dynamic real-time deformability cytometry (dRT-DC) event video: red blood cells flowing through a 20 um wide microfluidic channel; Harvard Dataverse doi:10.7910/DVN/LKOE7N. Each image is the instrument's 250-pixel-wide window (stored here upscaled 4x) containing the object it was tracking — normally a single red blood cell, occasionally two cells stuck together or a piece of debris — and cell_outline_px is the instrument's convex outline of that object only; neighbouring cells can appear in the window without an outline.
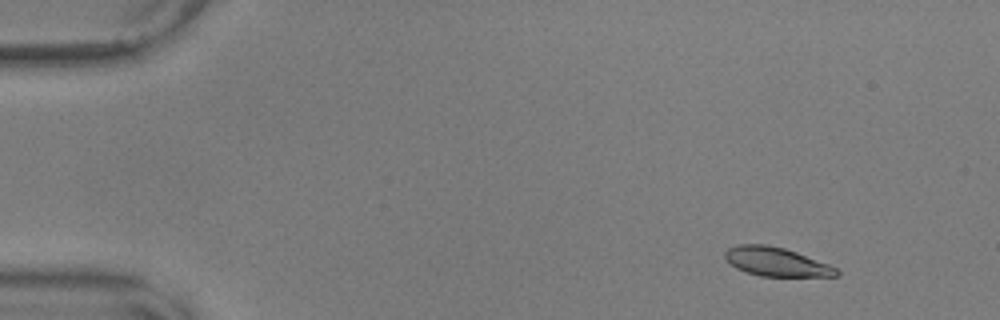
{"species": "common noctule bat (a hibernating species)", "species_latin": "Nyctalus noctula", "temperature_condition": "warm", "stored_images_in_passage": 56, "camera_frame_rate_fps": 3000, "um_per_image_px": 0.085, "animal": {"sex": "male", "body_mass_g": 17.9, "forearm_length_mm": 54.2}, "frame": {"image": 1, "passage_image": 6, "time_ms": 1.667, "image_size_px": [1000, 320], "cell_outline_px": [[840, 276], [760, 276], [736, 268], [724, 256], [724, 252], [728, 248], [740, 244], [764, 244], [784, 248], [796, 252], [828, 264], [836, 268], [840, 272]], "centroid_in_image_um": [65.99, 22.25], "position_along_channel_um": 19.0, "area_um2": 18.5}}
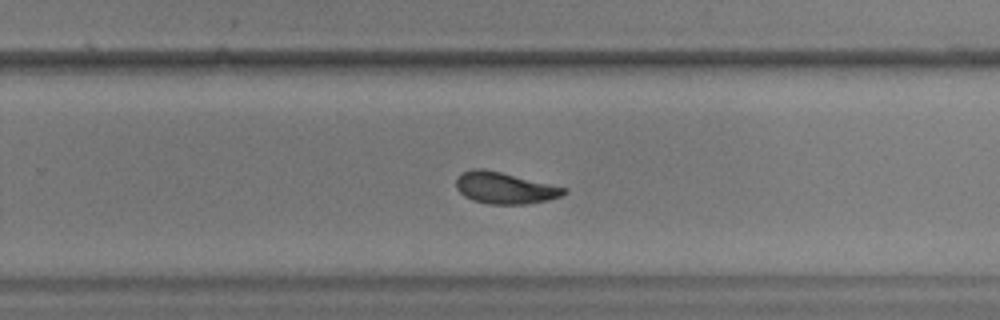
{"frame": {"image": 2, "passage_image": 37, "time_ms": 12.0, "image_size_px": [1000, 320], "cell_outline_px": [[568, 192], [560, 196], [548, 200], [524, 204], [488, 204], [472, 200], [464, 196], [456, 188], [456, 176], [460, 172], [472, 168], [484, 168], [568, 188]], "centroid_in_image_um": [42.86, 15.96], "position_along_channel_um": 286.9, "area_um2": 20.0}}
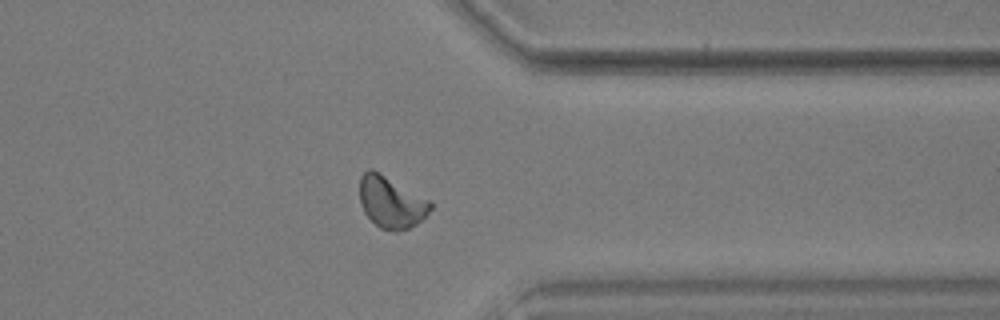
{"frame": {"image": 3, "passage_image": 45, "time_ms": 14.667, "image_size_px": [1000, 320], "cell_outline_px": [[432, 208], [416, 224], [408, 228], [396, 232], [392, 232], [380, 228], [364, 212], [360, 204], [360, 176], [368, 168], [372, 168], [432, 200]], "centroid_in_image_um": [33.25, 17.17], "position_along_channel_um": 378.1, "area_um2": 21.5}, "authors_computed_cell_mechanics": {"area_um2": 19.8543, "velocity_mm_per_s": 3.582, "shape_relaxation_time_tau1_ms": 3.2693, "shape_relaxation_time_tau2_ms": 2.3486, "deformation_change_tau1": 0.1449, "deformation_change_tau2": 0.0929}}